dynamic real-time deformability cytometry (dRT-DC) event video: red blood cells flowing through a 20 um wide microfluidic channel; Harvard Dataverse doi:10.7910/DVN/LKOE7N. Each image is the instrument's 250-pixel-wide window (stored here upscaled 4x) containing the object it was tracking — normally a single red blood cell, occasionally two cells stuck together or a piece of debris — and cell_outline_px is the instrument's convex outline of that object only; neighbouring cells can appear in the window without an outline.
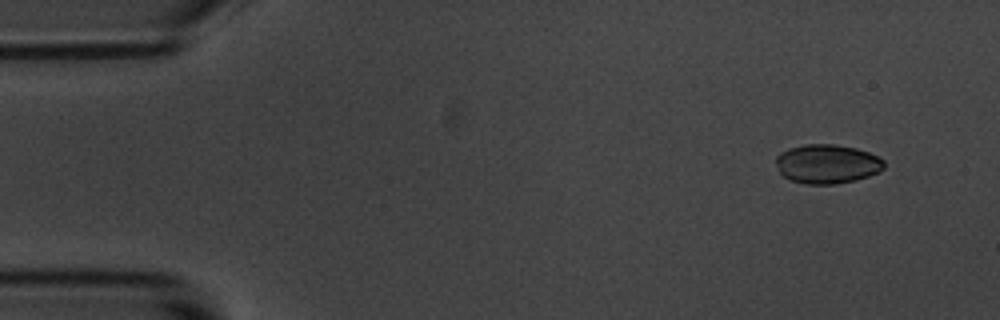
{"species": "common noctule bat (a hibernating species)", "species_latin": "Nyctalus noctula", "temperature_condition": "room temperature", "stored_images_in_passage": 10, "camera_frame_rate_fps": 3000, "um_per_image_px": 0.085, "animal": {"sex": "male", "body_mass_g": 20.1, "forearm_length_mm": 53.5}, "frame": {"image": 1, "passage_image": 1, "time_ms": 0.0, "image_size_px": [1000, 320], "cell_outline_px": [[884, 168], [880, 172], [856, 180], [836, 184], [804, 184], [792, 180], [784, 176], [780, 172], [776, 164], [776, 156], [780, 152], [788, 148], [804, 144], [832, 144], [856, 148], [868, 152], [884, 160]], "centroid_in_image_um": [70.3, 13.93], "position_along_channel_um": 14.7, "area_um2": 24.74}}
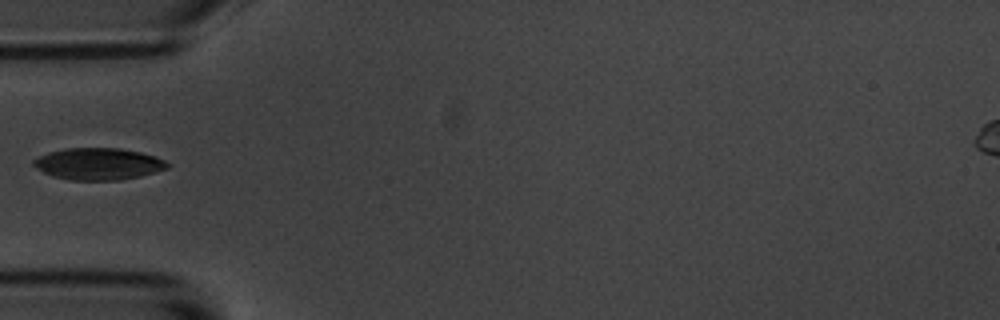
{"frame": {"image": 2, "passage_image": 5, "time_ms": 4.667, "image_size_px": [1000, 320], "cell_outline_px": [[172, 164], [168, 168], [140, 176], [120, 180], [68, 180], [52, 176], [44, 172], [32, 164], [32, 160], [48, 152], [64, 148], [120, 148], [140, 152], [156, 156]], "centroid_in_image_um": [8.37, 13.93], "position_along_channel_um": 76.6, "area_um2": 24.91}}
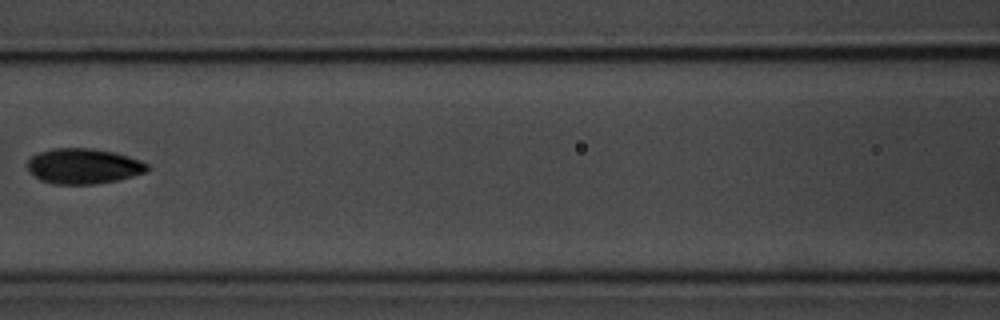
{"frame": {"image": 3, "passage_image": 7, "time_ms": 7.0, "image_size_px": [1000, 320], "cell_outline_px": [[148, 168], [144, 172], [132, 176], [116, 180], [96, 184], [52, 184], [40, 180], [28, 168], [28, 160], [32, 156], [40, 152], [52, 148], [92, 148], [116, 152], [140, 160], [148, 164]], "centroid_in_image_um": [7.09, 14.11], "position_along_channel_um": 159.5, "area_um2": 24.57}}